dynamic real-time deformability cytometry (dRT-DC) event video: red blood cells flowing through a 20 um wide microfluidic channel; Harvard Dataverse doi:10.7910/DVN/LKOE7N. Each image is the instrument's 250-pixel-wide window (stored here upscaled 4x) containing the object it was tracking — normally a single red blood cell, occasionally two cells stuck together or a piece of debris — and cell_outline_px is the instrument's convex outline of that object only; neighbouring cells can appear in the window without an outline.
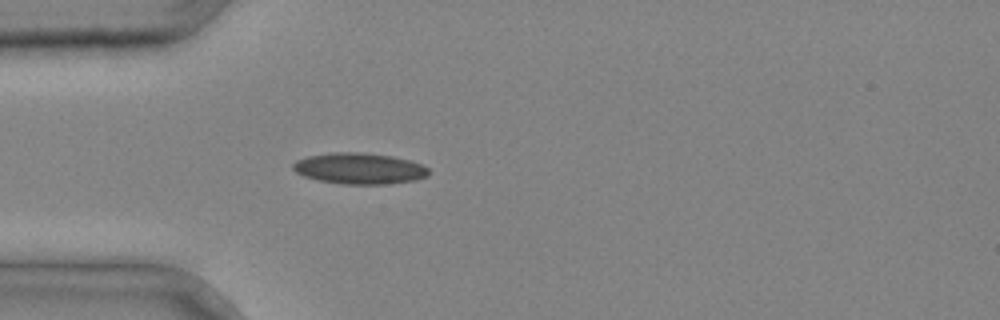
{"species": "common noctule bat (a hibernating species)", "species_latin": "Nyctalus noctula", "temperature_condition": "cold", "stored_images_in_passage": 1, "camera_frame_rate_fps": 3000, "um_per_image_px": 0.085, "animal": {"sex": "male", "body_mass_g": 20.4}, "frame": {"image": 1, "passage_image": 1, "time_ms": 0.0, "image_size_px": [1000, 320], "cell_outline_px": [[428, 176], [416, 180], [384, 184], [344, 184], [320, 180], [304, 176], [296, 172], [292, 168], [292, 164], [296, 160], [308, 156], [332, 152], [360, 152], [392, 156], [408, 160], [420, 164], [428, 168]], "centroid_in_image_um": [30.53, 14.31], "position_along_channel_um": 54.5, "area_um2": 24.45}}